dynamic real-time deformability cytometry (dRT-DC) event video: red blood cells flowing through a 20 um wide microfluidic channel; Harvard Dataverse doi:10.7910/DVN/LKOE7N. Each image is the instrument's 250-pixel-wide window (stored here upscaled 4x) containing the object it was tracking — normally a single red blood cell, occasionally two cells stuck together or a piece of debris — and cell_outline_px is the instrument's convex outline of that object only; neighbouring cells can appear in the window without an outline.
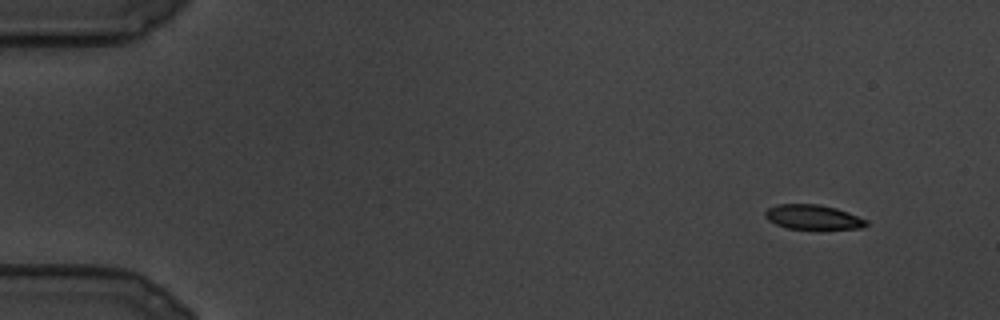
{"species": "common noctule bat (a hibernating species)", "species_latin": "Nyctalus noctula", "temperature_condition": "cold", "stored_images_in_passage": 99, "camera_frame_rate_fps": 3000, "um_per_image_px": 0.085, "animal": {"sex": "male", "body_mass_g": 19.5, "forearm_length_mm": 54.6}, "frame": {"image": 1, "passage_image": 1, "time_ms": 0.0, "image_size_px": [1000, 320], "cell_outline_px": [[868, 224], [864, 228], [820, 232], [788, 228], [776, 224], [768, 220], [764, 216], [764, 212], [768, 208], [776, 204], [820, 204], [836, 208], [848, 212], [868, 220]], "centroid_in_image_um": [69.16, 18.51], "position_along_channel_um": 15.8, "area_um2": 15.49}}
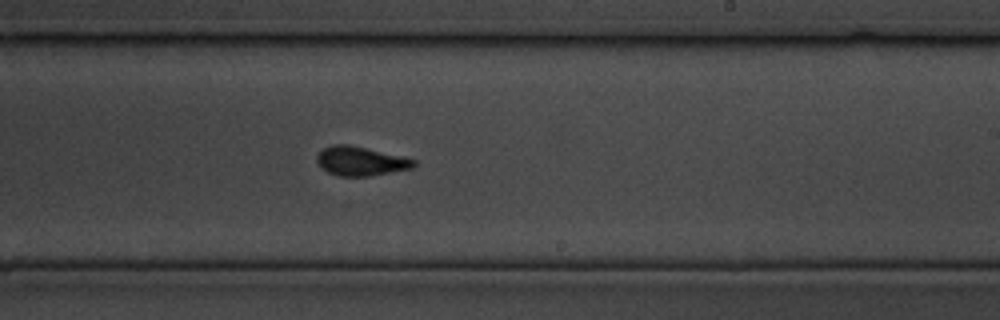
{"frame": {"image": 2, "passage_image": 57, "time_ms": 18.667, "image_size_px": [1000, 320], "cell_outline_px": [[416, 164], [412, 168], [368, 176], [340, 176], [328, 172], [320, 168], [316, 160], [316, 156], [324, 148], [332, 144], [348, 144], [400, 156], [416, 160]], "centroid_in_image_um": [30.61, 13.69], "position_along_channel_um": 258.4, "area_um2": 16.24}}
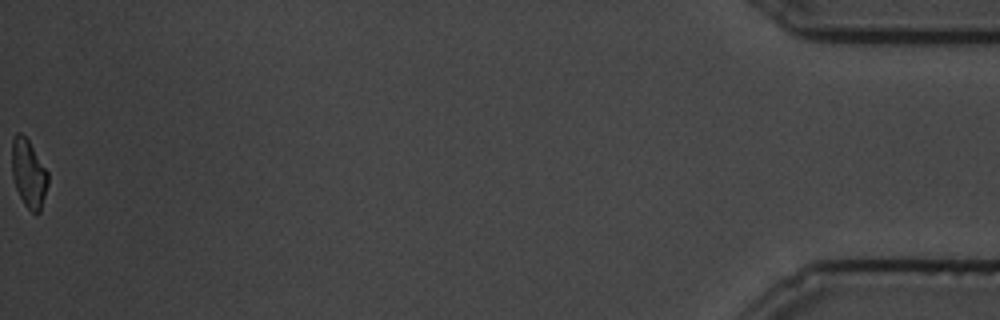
{"frame": {"image": 3, "passage_image": 99, "time_ms": 32.667, "image_size_px": [1000, 320], "cell_outline_px": [[48, 184], [40, 212], [36, 216], [24, 204], [16, 188], [12, 176], [12, 140], [16, 132], [20, 132], [28, 140], [48, 172]], "centroid_in_image_um": [2.43, 14.77], "position_along_channel_um": 432.8, "area_um2": 14.28}}